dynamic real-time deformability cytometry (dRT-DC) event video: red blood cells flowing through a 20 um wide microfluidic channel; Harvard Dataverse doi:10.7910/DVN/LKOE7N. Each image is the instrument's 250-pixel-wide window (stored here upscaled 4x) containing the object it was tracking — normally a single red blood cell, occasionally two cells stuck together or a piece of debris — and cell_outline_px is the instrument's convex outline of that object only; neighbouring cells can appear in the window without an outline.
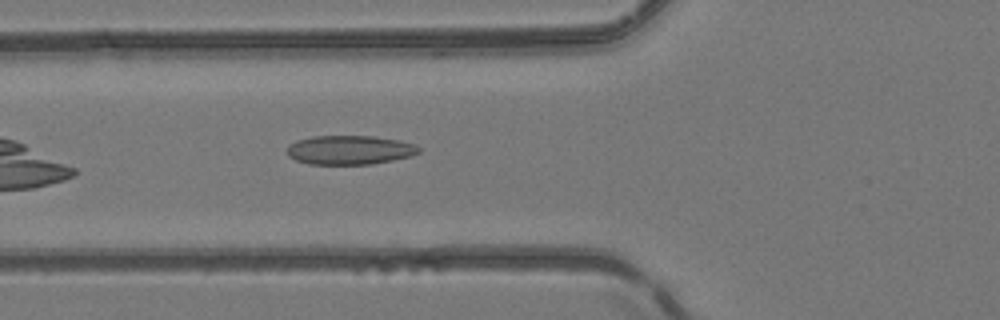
{"species": "common noctule bat (a hibernating species)", "species_latin": "Nyctalus noctula", "temperature_condition": "room temperature", "stored_images_in_passage": 36, "camera_frame_rate_fps": 3000, "um_per_image_px": 0.085, "animal": {"sex": "female", "body_mass_g": 24.6, "forearm_length_mm": 56.2}, "frame": {"image": 1, "passage_image": 5, "time_ms": 1.333, "image_size_px": [1000, 320], "cell_outline_px": [[420, 152], [408, 156], [392, 160], [372, 164], [308, 164], [296, 160], [288, 156], [288, 144], [296, 140], [312, 136], [372, 136], [396, 140], [416, 144], [420, 148]], "centroid_in_image_um": [29.69, 12.74], "position_along_channel_um": 96.1, "area_um2": 22.25}}
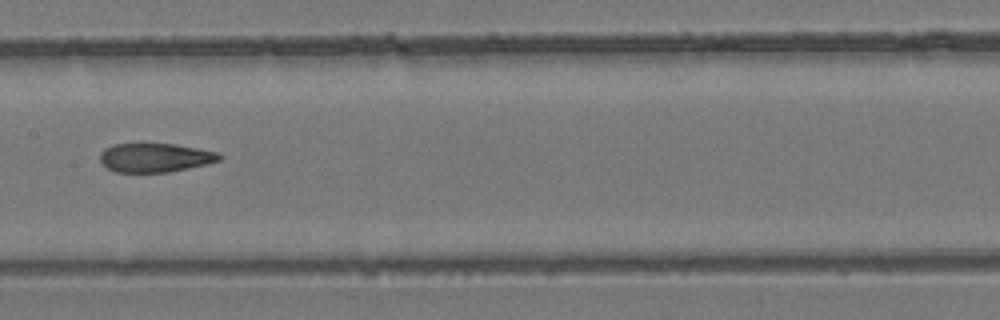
{"frame": {"image": 2, "passage_image": 12, "time_ms": 3.667, "image_size_px": [1000, 320], "cell_outline_px": [[224, 156], [220, 160], [208, 164], [168, 172], [116, 172], [108, 168], [100, 160], [100, 152], [104, 148], [112, 144], [140, 140], [176, 144], [220, 152]], "centroid_in_image_um": [13.18, 13.34], "position_along_channel_um": 194.2, "area_um2": 21.15}}
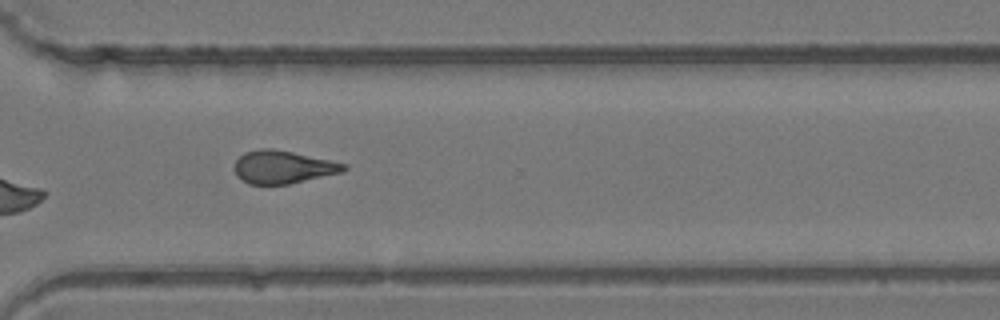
{"frame": {"image": 3, "passage_image": 23, "time_ms": 7.333, "image_size_px": [1000, 320], "cell_outline_px": [[348, 168], [340, 172], [288, 184], [248, 184], [240, 180], [236, 176], [236, 160], [244, 152], [260, 148], [272, 148], [292, 152], [348, 164]], "centroid_in_image_um": [24.02, 14.19], "position_along_channel_um": 346.6, "area_um2": 20.75}, "authors_computed_cell_mechanics": {"area_um2": 21.097, "velocity_mm_per_s": 4.1723, "shape_relaxation_time_tau1_ms": null, "shape_relaxation_time_tau2_ms": 4.2592, "deformation_change_tau1": null, "deformation_change_tau2": 0.12}}